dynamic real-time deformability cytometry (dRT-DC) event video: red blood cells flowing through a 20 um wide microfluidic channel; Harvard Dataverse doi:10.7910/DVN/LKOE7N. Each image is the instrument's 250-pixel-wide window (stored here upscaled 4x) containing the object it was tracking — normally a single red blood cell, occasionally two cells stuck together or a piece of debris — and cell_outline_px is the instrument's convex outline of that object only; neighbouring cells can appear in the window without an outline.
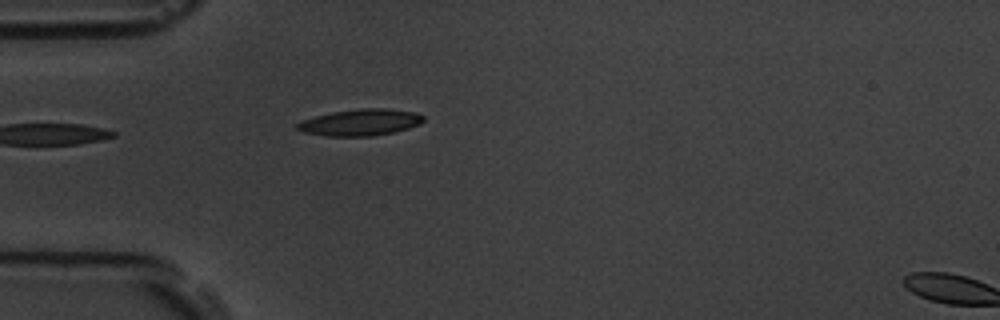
{"species": "common noctule bat (a hibernating species)", "species_latin": "Nyctalus noctula", "temperature_condition": "room temperature", "stored_images_in_passage": 5, "camera_frame_rate_fps": 3000, "um_per_image_px": 0.085, "animal": {"sex": "male", "body_mass_g": 19.5, "forearm_length_mm": 54.6}, "frame": {"image": 1, "passage_image": 5, "time_ms": 5.333, "image_size_px": [1000, 320], "cell_outline_px": [[424, 120], [420, 124], [408, 128], [392, 132], [372, 136], [324, 136], [304, 132], [296, 128], [296, 124], [304, 120], [316, 116], [332, 112], [360, 108], [388, 108], [416, 112], [424, 116]], "centroid_in_image_um": [30.66, 10.4], "position_along_channel_um": 54.3, "area_um2": 19.48}}